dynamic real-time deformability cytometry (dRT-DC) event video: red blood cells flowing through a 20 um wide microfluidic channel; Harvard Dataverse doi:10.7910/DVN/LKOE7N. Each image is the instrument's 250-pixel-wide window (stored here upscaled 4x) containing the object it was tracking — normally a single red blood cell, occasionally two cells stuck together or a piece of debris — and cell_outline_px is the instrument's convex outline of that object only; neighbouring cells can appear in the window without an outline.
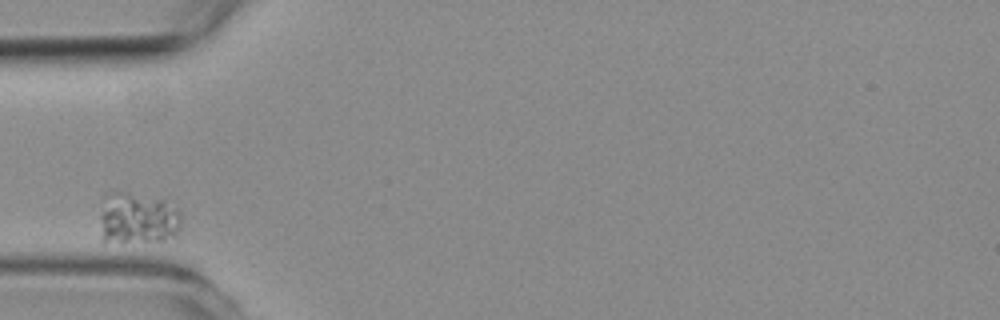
{"species": "common noctule bat (a hibernating species)", "species_latin": "Nyctalus noctula", "temperature_condition": "room temperature", "stored_images_in_passage": 2, "camera_frame_rate_fps": 3000, "um_per_image_px": 0.085, "animal": {"sex": "female", "body_mass_g": 19.3, "forearm_length_mm": 54.1}, "frame": {"image": 1, "passage_image": 1, "time_ms": 0.0, "image_size_px": [1000, 320], "cell_outline_px": [[180, 228], [176, 240], [100, 240], [100, 216], [104, 196], [112, 188], [116, 188], [164, 200], [180, 208]], "centroid_in_image_um": [11.71, 18.49], "position_along_channel_um": 73.3, "area_um2": 25.2}}